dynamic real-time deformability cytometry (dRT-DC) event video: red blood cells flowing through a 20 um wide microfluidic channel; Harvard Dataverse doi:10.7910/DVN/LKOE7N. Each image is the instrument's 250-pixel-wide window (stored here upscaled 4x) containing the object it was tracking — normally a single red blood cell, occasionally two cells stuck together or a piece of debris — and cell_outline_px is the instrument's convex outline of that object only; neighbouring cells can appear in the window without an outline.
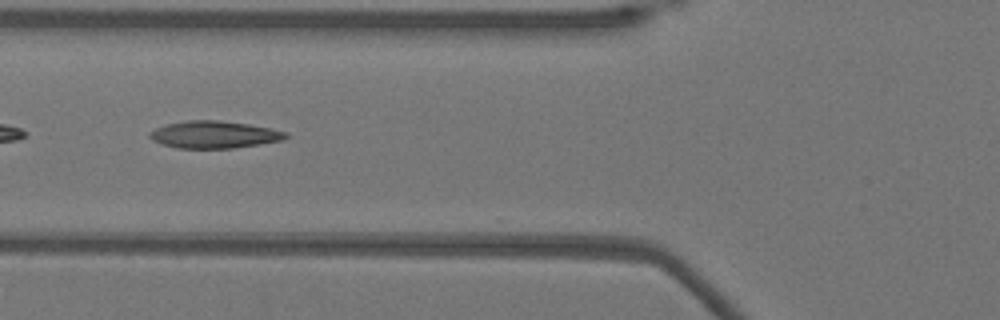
{"species": "Egyptian fruit bat (a non-hibernating species)", "species_latin": "Rousettus aegyptiacus", "temperature_condition": "warm", "stored_images_in_passage": 37, "camera_frame_rate_fps": 3000, "um_per_image_px": 0.085, "animal": {"sex": "female"}, "frame": {"image": 1, "passage_image": 4, "time_ms": 1.0, "image_size_px": [1000, 320], "cell_outline_px": [[288, 136], [284, 140], [260, 144], [232, 148], [176, 148], [160, 144], [152, 140], [148, 136], [148, 132], [156, 128], [168, 124], [188, 120], [220, 120], [248, 124], [272, 128], [288, 132]], "centroid_in_image_um": [18.21, 11.44], "position_along_channel_um": 107.6, "area_um2": 21.73}}
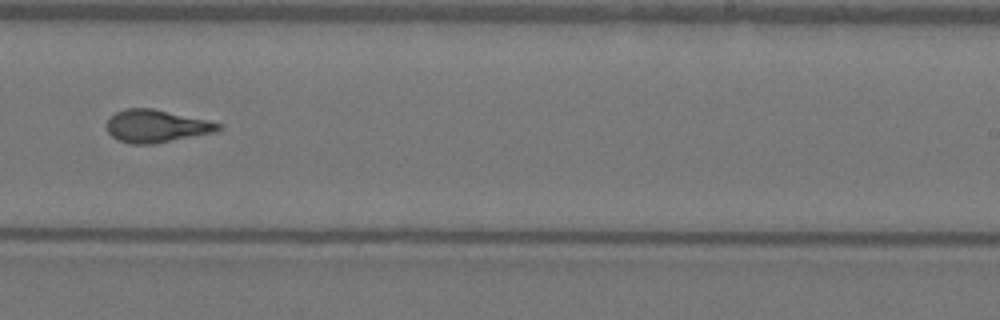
{"frame": {"image": 2, "passage_image": 17, "time_ms": 5.333, "image_size_px": [1000, 320], "cell_outline_px": [[220, 128], [216, 132], [156, 144], [128, 144], [112, 136], [108, 132], [108, 120], [116, 112], [124, 108], [152, 108], [208, 120], [220, 124]], "centroid_in_image_um": [13.29, 10.73], "position_along_channel_um": 275.7, "area_um2": 21.15}}
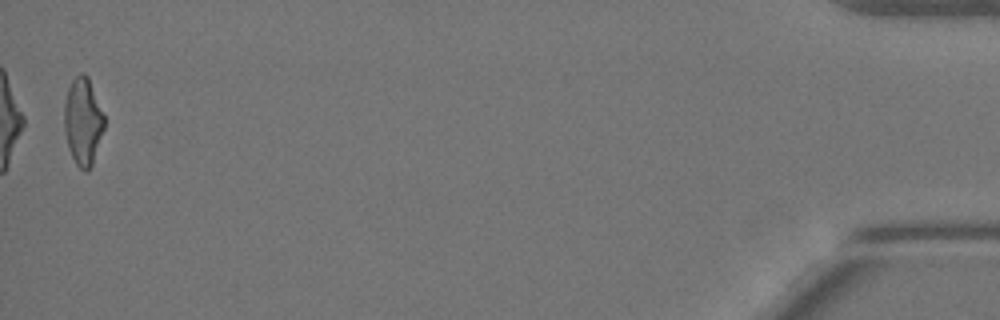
{"frame": {"image": 3, "passage_image": 36, "time_ms": 11.667, "image_size_px": [1000, 320], "cell_outline_px": [[104, 128], [92, 164], [88, 172], [84, 172], [76, 164], [68, 148], [64, 128], [64, 104], [68, 88], [72, 80], [80, 72], [84, 72], [88, 76], [104, 116]], "centroid_in_image_um": [7.04, 10.32], "position_along_channel_um": 428.2, "area_um2": 20.29}, "authors_computed_cell_mechanics": {"area_um2": 20.808, "velocity_mm_per_s": 3.8851, "shape_relaxation_time_tau1_ms": 4.482, "shape_relaxation_time_tau2_ms": 1.4608, "deformation_change_tau1": 0.2042, "deformation_change_tau2": 0.1043}}